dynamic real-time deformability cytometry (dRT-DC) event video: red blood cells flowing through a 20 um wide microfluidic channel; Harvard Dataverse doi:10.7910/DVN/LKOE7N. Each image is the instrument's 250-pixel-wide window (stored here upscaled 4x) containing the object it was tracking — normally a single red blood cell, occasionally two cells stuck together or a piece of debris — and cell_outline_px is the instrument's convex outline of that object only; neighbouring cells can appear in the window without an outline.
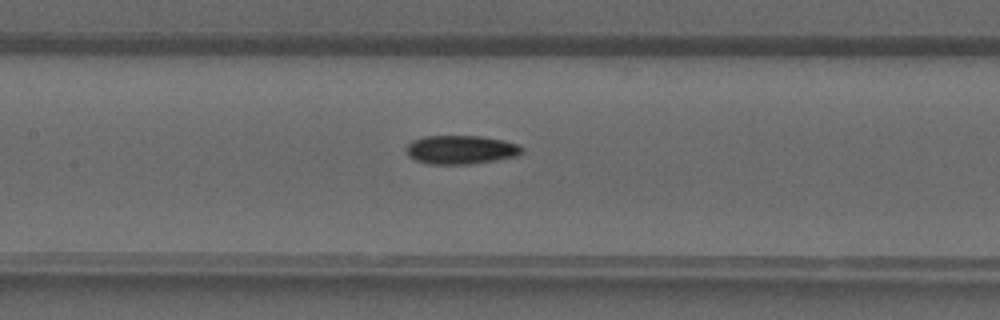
{"species": "common noctule bat (a hibernating species)", "species_latin": "Nyctalus noctula", "temperature_condition": "warm", "stored_images_in_passage": 32, "camera_frame_rate_fps": 3000, "um_per_image_px": 0.085, "animal": {"sex": "male", "forearm_length_mm": 52.5}, "frame": {"image": 1, "passage_image": 11, "time_ms": 3.333, "image_size_px": [1000, 320], "cell_outline_px": [[524, 152], [516, 156], [496, 160], [468, 164], [428, 164], [416, 160], [408, 156], [408, 144], [412, 140], [424, 136], [480, 136], [504, 140], [516, 144], [524, 148]], "centroid_in_image_um": [39.19, 12.72], "position_along_channel_um": 168.2, "area_um2": 19.31}}
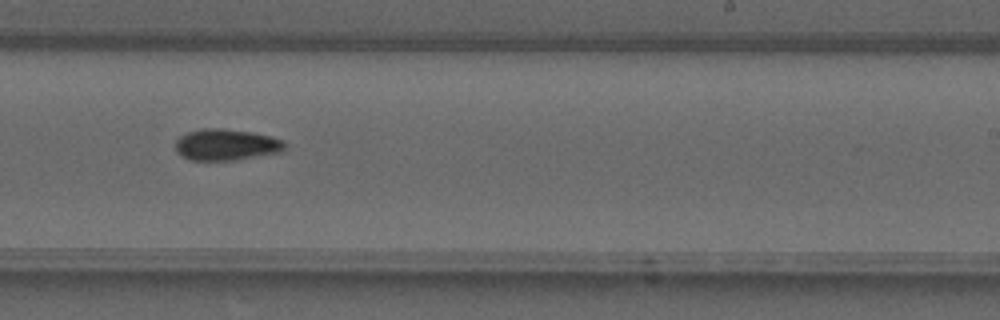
{"frame": {"image": 2, "passage_image": 17, "time_ms": 5.333, "image_size_px": [1000, 320], "cell_outline_px": [[284, 152], [236, 160], [188, 160], [180, 156], [176, 152], [176, 140], [180, 136], [188, 132], [200, 128], [220, 128], [252, 132], [272, 136], [284, 140]], "centroid_in_image_um": [19.23, 12.3], "position_along_channel_um": 269.8, "area_um2": 20.29}}
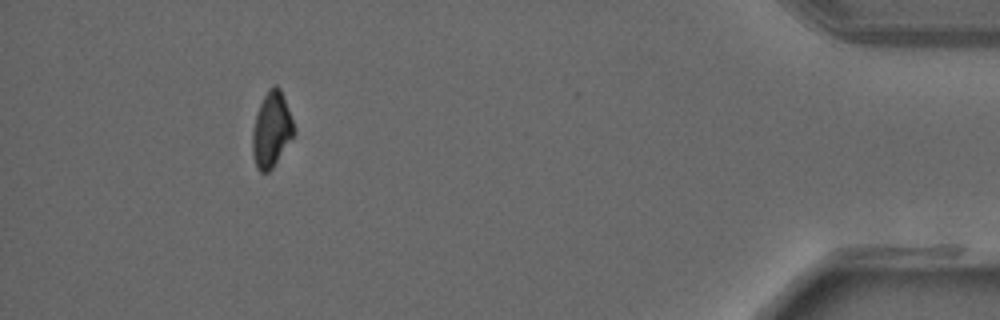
{"frame": {"image": 3, "passage_image": 29, "time_ms": 9.333, "image_size_px": [1000, 320], "cell_outline_px": [[296, 132], [272, 168], [268, 172], [260, 172], [256, 168], [252, 152], [252, 132], [256, 116], [260, 104], [268, 88], [272, 84], [276, 84], [280, 88], [292, 120]], "centroid_in_image_um": [23.07, 11.02], "position_along_channel_um": 412.1, "area_um2": 18.03}}